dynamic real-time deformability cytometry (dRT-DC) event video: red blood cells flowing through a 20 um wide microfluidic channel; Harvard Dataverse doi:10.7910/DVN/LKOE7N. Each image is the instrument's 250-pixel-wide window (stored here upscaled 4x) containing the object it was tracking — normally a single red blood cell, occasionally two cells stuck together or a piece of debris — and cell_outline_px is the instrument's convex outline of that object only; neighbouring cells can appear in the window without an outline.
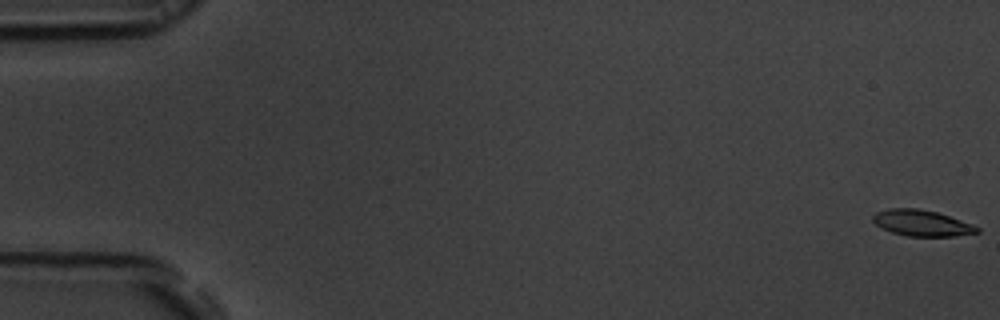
{"species": "common noctule bat (a hibernating species)", "species_latin": "Nyctalus noctula", "temperature_condition": "room temperature", "stored_images_in_passage": 18, "camera_frame_rate_fps": 3000, "um_per_image_px": 0.085, "animal": {"sex": "male", "body_mass_g": 19.5, "forearm_length_mm": 54.6}, "frame": {"image": 1, "passage_image": 1, "time_ms": 0.0, "image_size_px": [1000, 320], "cell_outline_px": [[980, 232], [956, 236], [908, 236], [892, 232], [880, 228], [872, 220], [872, 216], [876, 212], [888, 208], [916, 208], [936, 212], [972, 224], [980, 228]], "centroid_in_image_um": [78.32, 18.96], "position_along_channel_um": 6.7, "area_um2": 15.78}}
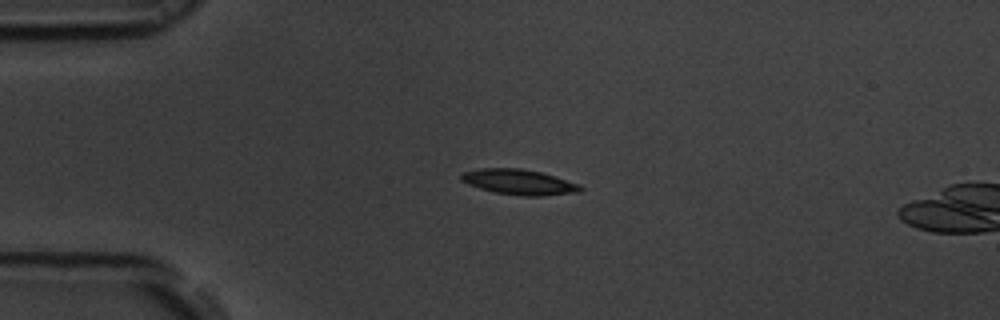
{"frame": {"image": 2, "passage_image": 14, "time_ms": 4.333, "image_size_px": [1000, 320], "cell_outline_px": [[584, 188], [580, 192], [540, 196], [524, 196], [496, 192], [480, 188], [468, 184], [460, 180], [460, 176], [464, 172], [480, 168], [520, 168], [540, 172], [556, 176], [580, 184]], "centroid_in_image_um": [44.15, 15.47], "position_along_channel_um": 40.8, "area_um2": 17.57}}